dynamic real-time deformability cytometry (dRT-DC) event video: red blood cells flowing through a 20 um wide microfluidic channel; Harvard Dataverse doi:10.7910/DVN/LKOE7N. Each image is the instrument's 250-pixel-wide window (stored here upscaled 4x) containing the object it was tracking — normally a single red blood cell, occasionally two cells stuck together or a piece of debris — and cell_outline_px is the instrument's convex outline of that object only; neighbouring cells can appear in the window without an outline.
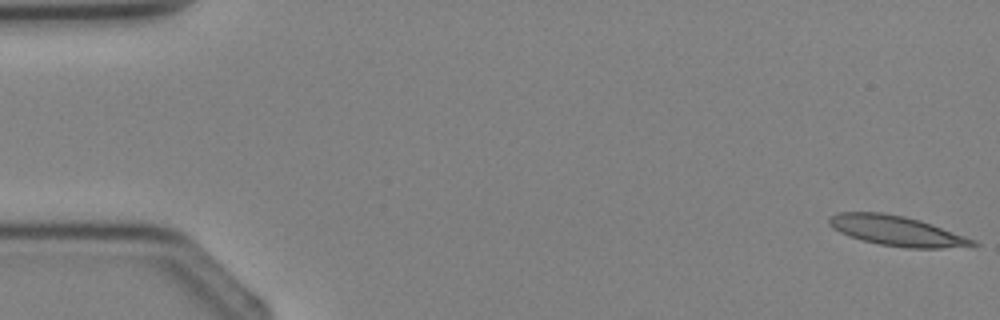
{"species": "Egyptian fruit bat (a non-hibernating species)", "species_latin": "Rousettus aegyptiacus", "temperature_condition": "cold", "stored_images_in_passage": 4, "camera_frame_rate_fps": 3000, "um_per_image_px": 0.085, "animal": {"sex": "female"}, "frame": {"image": 1, "passage_image": 1, "time_ms": 0.0, "image_size_px": [1000, 320], "cell_outline_px": [[980, 244], [940, 248], [908, 248], [880, 244], [864, 240], [840, 232], [832, 228], [828, 224], [828, 220], [832, 216], [840, 212], [884, 212], [904, 216], [920, 220], [976, 240]], "centroid_in_image_um": [76.21, 19.61], "position_along_channel_um": 8.8, "area_um2": 24.68}}
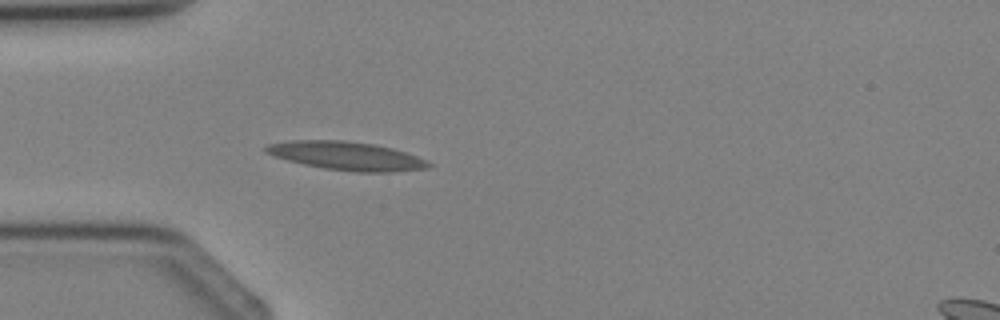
{"frame": {"image": 2, "passage_image": 4, "time_ms": 3.333, "image_size_px": [1000, 320], "cell_outline_px": [[432, 164], [428, 168], [388, 172], [356, 172], [324, 168], [304, 164], [288, 160], [264, 152], [264, 148], [268, 144], [288, 140], [344, 140], [376, 144], [392, 148], [428, 160]], "centroid_in_image_um": [29.46, 13.24], "position_along_channel_um": 55.5, "area_um2": 26.93}}